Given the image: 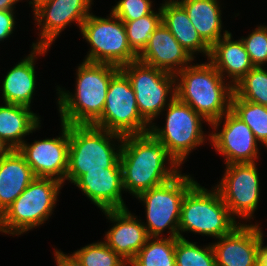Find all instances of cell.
Segmentation results:
<instances>
[{
	"mask_svg": "<svg viewBox=\"0 0 267 266\" xmlns=\"http://www.w3.org/2000/svg\"><path fill=\"white\" fill-rule=\"evenodd\" d=\"M50 1H52V0H30L28 3H29V6L32 7V9H33L32 12L34 14L40 7L49 3Z\"/></svg>",
	"mask_w": 267,
	"mask_h": 266,
	"instance_id": "cell-39",
	"label": "cell"
},
{
	"mask_svg": "<svg viewBox=\"0 0 267 266\" xmlns=\"http://www.w3.org/2000/svg\"><path fill=\"white\" fill-rule=\"evenodd\" d=\"M56 138L25 140L17 150L24 157L36 177L53 178L65 184L68 168L69 124L61 123Z\"/></svg>",
	"mask_w": 267,
	"mask_h": 266,
	"instance_id": "cell-14",
	"label": "cell"
},
{
	"mask_svg": "<svg viewBox=\"0 0 267 266\" xmlns=\"http://www.w3.org/2000/svg\"><path fill=\"white\" fill-rule=\"evenodd\" d=\"M63 186L56 179L36 177L0 216V233L19 236L44 224Z\"/></svg>",
	"mask_w": 267,
	"mask_h": 266,
	"instance_id": "cell-6",
	"label": "cell"
},
{
	"mask_svg": "<svg viewBox=\"0 0 267 266\" xmlns=\"http://www.w3.org/2000/svg\"><path fill=\"white\" fill-rule=\"evenodd\" d=\"M197 182L192 175L179 173L170 181L140 193L135 198L145 206V226L149 237L179 238L181 204L186 192Z\"/></svg>",
	"mask_w": 267,
	"mask_h": 266,
	"instance_id": "cell-7",
	"label": "cell"
},
{
	"mask_svg": "<svg viewBox=\"0 0 267 266\" xmlns=\"http://www.w3.org/2000/svg\"><path fill=\"white\" fill-rule=\"evenodd\" d=\"M254 67H265L267 63V26H257L248 36L241 38Z\"/></svg>",
	"mask_w": 267,
	"mask_h": 266,
	"instance_id": "cell-32",
	"label": "cell"
},
{
	"mask_svg": "<svg viewBox=\"0 0 267 266\" xmlns=\"http://www.w3.org/2000/svg\"><path fill=\"white\" fill-rule=\"evenodd\" d=\"M93 0H52L40 7L33 15L39 40L31 46L51 48L60 33L71 23L81 25L91 12Z\"/></svg>",
	"mask_w": 267,
	"mask_h": 266,
	"instance_id": "cell-15",
	"label": "cell"
},
{
	"mask_svg": "<svg viewBox=\"0 0 267 266\" xmlns=\"http://www.w3.org/2000/svg\"><path fill=\"white\" fill-rule=\"evenodd\" d=\"M123 137L93 125L69 124L68 168L65 181L73 184L88 171L121 168L119 158Z\"/></svg>",
	"mask_w": 267,
	"mask_h": 266,
	"instance_id": "cell-4",
	"label": "cell"
},
{
	"mask_svg": "<svg viewBox=\"0 0 267 266\" xmlns=\"http://www.w3.org/2000/svg\"><path fill=\"white\" fill-rule=\"evenodd\" d=\"M207 61L186 66L175 78L176 97L210 125L231 110L234 87Z\"/></svg>",
	"mask_w": 267,
	"mask_h": 266,
	"instance_id": "cell-3",
	"label": "cell"
},
{
	"mask_svg": "<svg viewBox=\"0 0 267 266\" xmlns=\"http://www.w3.org/2000/svg\"><path fill=\"white\" fill-rule=\"evenodd\" d=\"M108 15L104 18L91 12L81 25V35L90 45V50L83 60L121 68L138 60V56L128 44L123 21L111 11Z\"/></svg>",
	"mask_w": 267,
	"mask_h": 266,
	"instance_id": "cell-9",
	"label": "cell"
},
{
	"mask_svg": "<svg viewBox=\"0 0 267 266\" xmlns=\"http://www.w3.org/2000/svg\"><path fill=\"white\" fill-rule=\"evenodd\" d=\"M151 0H119L111 12L121 21H133L154 11Z\"/></svg>",
	"mask_w": 267,
	"mask_h": 266,
	"instance_id": "cell-33",
	"label": "cell"
},
{
	"mask_svg": "<svg viewBox=\"0 0 267 266\" xmlns=\"http://www.w3.org/2000/svg\"><path fill=\"white\" fill-rule=\"evenodd\" d=\"M30 48L31 52L4 75L2 88H0L3 103L23 105L31 108L37 86L35 62L38 59V55L39 57L43 56L50 48L34 46Z\"/></svg>",
	"mask_w": 267,
	"mask_h": 266,
	"instance_id": "cell-20",
	"label": "cell"
},
{
	"mask_svg": "<svg viewBox=\"0 0 267 266\" xmlns=\"http://www.w3.org/2000/svg\"><path fill=\"white\" fill-rule=\"evenodd\" d=\"M185 10L200 37L212 47L230 31L223 29L219 0H176ZM223 29V34L221 33Z\"/></svg>",
	"mask_w": 267,
	"mask_h": 266,
	"instance_id": "cell-24",
	"label": "cell"
},
{
	"mask_svg": "<svg viewBox=\"0 0 267 266\" xmlns=\"http://www.w3.org/2000/svg\"><path fill=\"white\" fill-rule=\"evenodd\" d=\"M138 60L173 75L194 61L162 22L150 36Z\"/></svg>",
	"mask_w": 267,
	"mask_h": 266,
	"instance_id": "cell-19",
	"label": "cell"
},
{
	"mask_svg": "<svg viewBox=\"0 0 267 266\" xmlns=\"http://www.w3.org/2000/svg\"><path fill=\"white\" fill-rule=\"evenodd\" d=\"M176 239L165 236L149 237L129 262V266H176Z\"/></svg>",
	"mask_w": 267,
	"mask_h": 266,
	"instance_id": "cell-26",
	"label": "cell"
},
{
	"mask_svg": "<svg viewBox=\"0 0 267 266\" xmlns=\"http://www.w3.org/2000/svg\"><path fill=\"white\" fill-rule=\"evenodd\" d=\"M234 93L245 101L267 106V69L253 67L234 86Z\"/></svg>",
	"mask_w": 267,
	"mask_h": 266,
	"instance_id": "cell-29",
	"label": "cell"
},
{
	"mask_svg": "<svg viewBox=\"0 0 267 266\" xmlns=\"http://www.w3.org/2000/svg\"><path fill=\"white\" fill-rule=\"evenodd\" d=\"M106 219L113 223L105 232L103 240L112 250L128 263L146 244L149 238L142 220L131 214L128 208L102 211Z\"/></svg>",
	"mask_w": 267,
	"mask_h": 266,
	"instance_id": "cell-17",
	"label": "cell"
},
{
	"mask_svg": "<svg viewBox=\"0 0 267 266\" xmlns=\"http://www.w3.org/2000/svg\"><path fill=\"white\" fill-rule=\"evenodd\" d=\"M259 224H239L231 233L211 243L216 266H258L263 238Z\"/></svg>",
	"mask_w": 267,
	"mask_h": 266,
	"instance_id": "cell-16",
	"label": "cell"
},
{
	"mask_svg": "<svg viewBox=\"0 0 267 266\" xmlns=\"http://www.w3.org/2000/svg\"><path fill=\"white\" fill-rule=\"evenodd\" d=\"M164 1L160 4L162 23L194 60L199 53L208 59L211 47L200 37L186 10L176 0Z\"/></svg>",
	"mask_w": 267,
	"mask_h": 266,
	"instance_id": "cell-22",
	"label": "cell"
},
{
	"mask_svg": "<svg viewBox=\"0 0 267 266\" xmlns=\"http://www.w3.org/2000/svg\"><path fill=\"white\" fill-rule=\"evenodd\" d=\"M222 120L223 127L220 125ZM209 126L213 130L209 143L225 158V165L257 162L260 157L259 142L250 127L231 110Z\"/></svg>",
	"mask_w": 267,
	"mask_h": 266,
	"instance_id": "cell-13",
	"label": "cell"
},
{
	"mask_svg": "<svg viewBox=\"0 0 267 266\" xmlns=\"http://www.w3.org/2000/svg\"><path fill=\"white\" fill-rule=\"evenodd\" d=\"M162 22L161 6L157 11L133 21H123L132 51L139 56L146 48L150 36Z\"/></svg>",
	"mask_w": 267,
	"mask_h": 266,
	"instance_id": "cell-28",
	"label": "cell"
},
{
	"mask_svg": "<svg viewBox=\"0 0 267 266\" xmlns=\"http://www.w3.org/2000/svg\"><path fill=\"white\" fill-rule=\"evenodd\" d=\"M119 70L111 64L83 60L76 69L74 94L57 85L60 122L92 125L102 115L109 83Z\"/></svg>",
	"mask_w": 267,
	"mask_h": 266,
	"instance_id": "cell-2",
	"label": "cell"
},
{
	"mask_svg": "<svg viewBox=\"0 0 267 266\" xmlns=\"http://www.w3.org/2000/svg\"><path fill=\"white\" fill-rule=\"evenodd\" d=\"M79 190L101 211L128 208L124 203L122 168L105 171H88L74 183Z\"/></svg>",
	"mask_w": 267,
	"mask_h": 266,
	"instance_id": "cell-18",
	"label": "cell"
},
{
	"mask_svg": "<svg viewBox=\"0 0 267 266\" xmlns=\"http://www.w3.org/2000/svg\"><path fill=\"white\" fill-rule=\"evenodd\" d=\"M119 161L124 190L134 197L182 172L181 165L150 132L125 135Z\"/></svg>",
	"mask_w": 267,
	"mask_h": 266,
	"instance_id": "cell-1",
	"label": "cell"
},
{
	"mask_svg": "<svg viewBox=\"0 0 267 266\" xmlns=\"http://www.w3.org/2000/svg\"><path fill=\"white\" fill-rule=\"evenodd\" d=\"M36 178L17 149L0 161V216Z\"/></svg>",
	"mask_w": 267,
	"mask_h": 266,
	"instance_id": "cell-23",
	"label": "cell"
},
{
	"mask_svg": "<svg viewBox=\"0 0 267 266\" xmlns=\"http://www.w3.org/2000/svg\"><path fill=\"white\" fill-rule=\"evenodd\" d=\"M120 69L131 82L141 117L151 126L176 97L175 75L139 60Z\"/></svg>",
	"mask_w": 267,
	"mask_h": 266,
	"instance_id": "cell-10",
	"label": "cell"
},
{
	"mask_svg": "<svg viewBox=\"0 0 267 266\" xmlns=\"http://www.w3.org/2000/svg\"><path fill=\"white\" fill-rule=\"evenodd\" d=\"M23 105H0V138L11 148L17 149L27 135L41 128V116Z\"/></svg>",
	"mask_w": 267,
	"mask_h": 266,
	"instance_id": "cell-25",
	"label": "cell"
},
{
	"mask_svg": "<svg viewBox=\"0 0 267 266\" xmlns=\"http://www.w3.org/2000/svg\"><path fill=\"white\" fill-rule=\"evenodd\" d=\"M199 246L197 242L177 238L175 246L176 266H216L212 244Z\"/></svg>",
	"mask_w": 267,
	"mask_h": 266,
	"instance_id": "cell-30",
	"label": "cell"
},
{
	"mask_svg": "<svg viewBox=\"0 0 267 266\" xmlns=\"http://www.w3.org/2000/svg\"><path fill=\"white\" fill-rule=\"evenodd\" d=\"M239 222L231 215L218 189L211 190L196 182L185 194L180 212L179 238L183 232L213 237L231 233Z\"/></svg>",
	"mask_w": 267,
	"mask_h": 266,
	"instance_id": "cell-5",
	"label": "cell"
},
{
	"mask_svg": "<svg viewBox=\"0 0 267 266\" xmlns=\"http://www.w3.org/2000/svg\"><path fill=\"white\" fill-rule=\"evenodd\" d=\"M12 150L13 148L0 138V161H2Z\"/></svg>",
	"mask_w": 267,
	"mask_h": 266,
	"instance_id": "cell-38",
	"label": "cell"
},
{
	"mask_svg": "<svg viewBox=\"0 0 267 266\" xmlns=\"http://www.w3.org/2000/svg\"><path fill=\"white\" fill-rule=\"evenodd\" d=\"M92 125L122 136L149 132L150 125L138 111L131 82L121 69L111 78L102 115Z\"/></svg>",
	"mask_w": 267,
	"mask_h": 266,
	"instance_id": "cell-11",
	"label": "cell"
},
{
	"mask_svg": "<svg viewBox=\"0 0 267 266\" xmlns=\"http://www.w3.org/2000/svg\"><path fill=\"white\" fill-rule=\"evenodd\" d=\"M163 111H166L164 127H158L153 123L149 132L182 166L194 149L204 145L206 139L210 141V134L207 137L202 126V123L208 121L177 97Z\"/></svg>",
	"mask_w": 267,
	"mask_h": 266,
	"instance_id": "cell-8",
	"label": "cell"
},
{
	"mask_svg": "<svg viewBox=\"0 0 267 266\" xmlns=\"http://www.w3.org/2000/svg\"><path fill=\"white\" fill-rule=\"evenodd\" d=\"M264 239L262 240V245L259 253V263L258 266H267V245L264 246Z\"/></svg>",
	"mask_w": 267,
	"mask_h": 266,
	"instance_id": "cell-37",
	"label": "cell"
},
{
	"mask_svg": "<svg viewBox=\"0 0 267 266\" xmlns=\"http://www.w3.org/2000/svg\"><path fill=\"white\" fill-rule=\"evenodd\" d=\"M56 266H83L79 259L72 254H65L61 250L54 249Z\"/></svg>",
	"mask_w": 267,
	"mask_h": 266,
	"instance_id": "cell-35",
	"label": "cell"
},
{
	"mask_svg": "<svg viewBox=\"0 0 267 266\" xmlns=\"http://www.w3.org/2000/svg\"><path fill=\"white\" fill-rule=\"evenodd\" d=\"M232 33L219 39L210 49L208 60L222 77L234 87L253 67L240 39L232 40Z\"/></svg>",
	"mask_w": 267,
	"mask_h": 266,
	"instance_id": "cell-21",
	"label": "cell"
},
{
	"mask_svg": "<svg viewBox=\"0 0 267 266\" xmlns=\"http://www.w3.org/2000/svg\"><path fill=\"white\" fill-rule=\"evenodd\" d=\"M231 111L250 127L257 141L267 149V106L245 101L233 93Z\"/></svg>",
	"mask_w": 267,
	"mask_h": 266,
	"instance_id": "cell-27",
	"label": "cell"
},
{
	"mask_svg": "<svg viewBox=\"0 0 267 266\" xmlns=\"http://www.w3.org/2000/svg\"><path fill=\"white\" fill-rule=\"evenodd\" d=\"M222 179L215 185L231 215L249 221L254 217L260 198L257 162L226 164Z\"/></svg>",
	"mask_w": 267,
	"mask_h": 266,
	"instance_id": "cell-12",
	"label": "cell"
},
{
	"mask_svg": "<svg viewBox=\"0 0 267 266\" xmlns=\"http://www.w3.org/2000/svg\"><path fill=\"white\" fill-rule=\"evenodd\" d=\"M23 0H0V10H15L17 2Z\"/></svg>",
	"mask_w": 267,
	"mask_h": 266,
	"instance_id": "cell-36",
	"label": "cell"
},
{
	"mask_svg": "<svg viewBox=\"0 0 267 266\" xmlns=\"http://www.w3.org/2000/svg\"><path fill=\"white\" fill-rule=\"evenodd\" d=\"M73 254L83 266H129V263L104 241L87 244Z\"/></svg>",
	"mask_w": 267,
	"mask_h": 266,
	"instance_id": "cell-31",
	"label": "cell"
},
{
	"mask_svg": "<svg viewBox=\"0 0 267 266\" xmlns=\"http://www.w3.org/2000/svg\"><path fill=\"white\" fill-rule=\"evenodd\" d=\"M15 10H0V41L9 38L16 29Z\"/></svg>",
	"mask_w": 267,
	"mask_h": 266,
	"instance_id": "cell-34",
	"label": "cell"
}]
</instances>
